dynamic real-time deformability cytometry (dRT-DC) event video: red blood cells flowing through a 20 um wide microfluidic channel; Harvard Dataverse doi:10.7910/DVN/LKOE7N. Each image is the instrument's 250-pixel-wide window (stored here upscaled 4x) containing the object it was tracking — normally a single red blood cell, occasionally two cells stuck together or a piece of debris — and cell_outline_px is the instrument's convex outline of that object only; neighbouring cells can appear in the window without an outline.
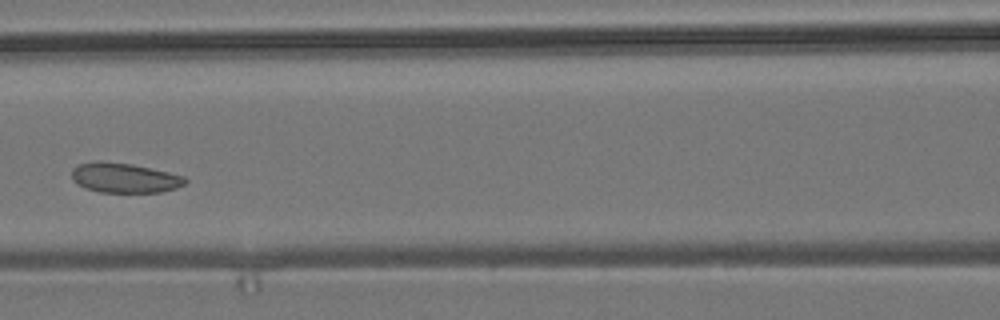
{"species": "common noctule bat (a hibernating species)", "species_latin": "Nyctalus noctula", "temperature_condition": "room temperature", "stored_images_in_passage": 8, "camera_frame_rate_fps": 3000, "um_per_image_px": 0.085, "animal": {"sex": "male", "body_mass_g": 19.2, "forearm_length_mm": 51.8}, "frame": {"image": 1, "passage_image": 5, "time_ms": 5.667, "image_size_px": [1000, 320], "cell_outline_px": [[188, 180], [184, 184], [176, 188], [160, 192], [100, 192], [84, 188], [76, 184], [72, 180], [72, 168], [80, 164], [96, 160], [100, 160], [132, 164], [168, 172], [184, 176]], "centroid_in_image_um": [10.54, 15.11], "position_along_channel_um": 156.1, "area_um2": 19.83}}
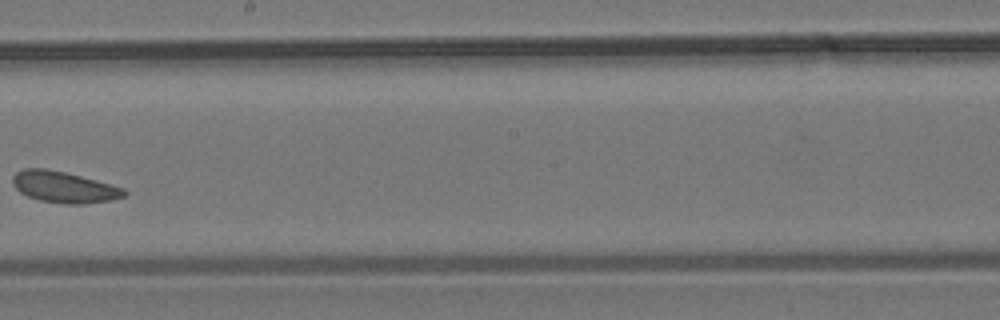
{"frame": {"image": 2, "passage_image": 7, "time_ms": 8.0, "image_size_px": [1000, 320], "cell_outline_px": [[128, 192], [124, 196], [112, 200], [84, 204], [64, 204], [40, 200], [28, 196], [20, 192], [12, 184], [12, 176], [16, 172], [24, 168], [44, 168], [64, 172], [80, 176], [124, 188]], "centroid_in_image_um": [5.42, 15.91], "position_along_channel_um": 242.8, "area_um2": 20.23}}
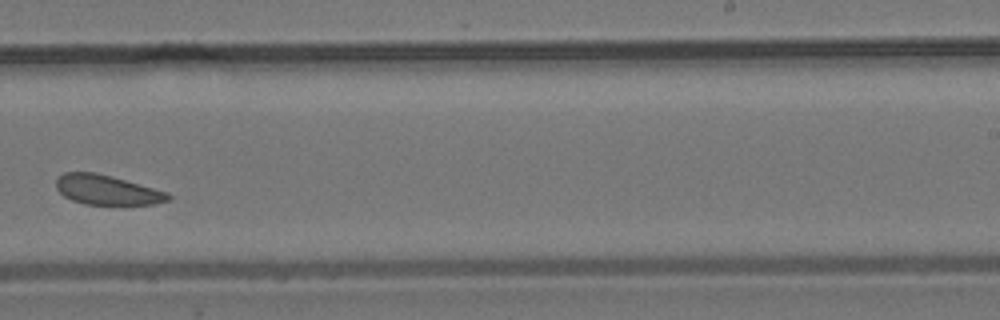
{"frame": {"image": 3, "passage_image": 8, "time_ms": 9.0, "image_size_px": [1000, 320], "cell_outline_px": [[172, 196], [168, 200], [156, 204], [84, 204], [72, 200], [64, 196], [56, 188], [56, 180], [64, 172], [96, 172], [112, 176], [168, 192]], "centroid_in_image_um": [9.09, 16.14], "position_along_channel_um": 279.9, "area_um2": 19.31}}